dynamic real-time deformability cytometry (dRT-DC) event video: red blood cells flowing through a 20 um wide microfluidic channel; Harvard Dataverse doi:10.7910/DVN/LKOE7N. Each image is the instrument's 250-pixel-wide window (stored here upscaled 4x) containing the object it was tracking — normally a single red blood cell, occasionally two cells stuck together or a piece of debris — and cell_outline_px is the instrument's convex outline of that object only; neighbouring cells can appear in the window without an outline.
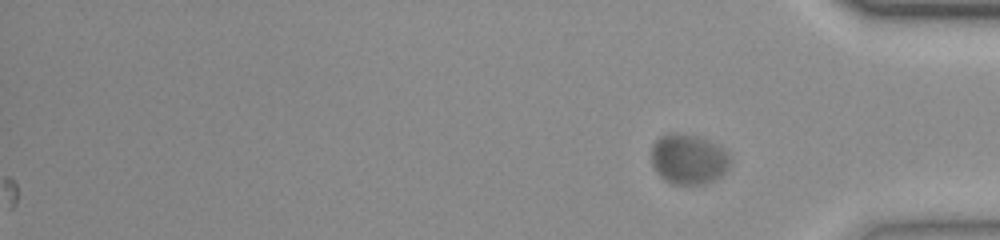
{"species": "common noctule bat (a hibernating species)", "species_latin": "Nyctalus noctula", "temperature_condition": "room temperature", "stored_images_in_passage": 42, "camera_frame_rate_fps": 3000, "um_per_image_px": 0.085, "animal": {"sex": "female", "body_mass_g": 23.0, "forearm_length_mm": 53.4}, "frame": {"image": 1, "passage_image": 42, "time_ms": 13.667, "image_size_px": [1000, 240], "cell_outline_px": [[728, 168], [720, 176], [704, 184], [672, 184], [664, 180], [660, 176], [652, 164], [652, 144], [660, 136], [672, 132], [696, 136], [716, 144], [728, 156]], "centroid_in_image_um": [58.46, 13.53], "position_along_channel_um": 376.7, "area_um2": 22.6}}